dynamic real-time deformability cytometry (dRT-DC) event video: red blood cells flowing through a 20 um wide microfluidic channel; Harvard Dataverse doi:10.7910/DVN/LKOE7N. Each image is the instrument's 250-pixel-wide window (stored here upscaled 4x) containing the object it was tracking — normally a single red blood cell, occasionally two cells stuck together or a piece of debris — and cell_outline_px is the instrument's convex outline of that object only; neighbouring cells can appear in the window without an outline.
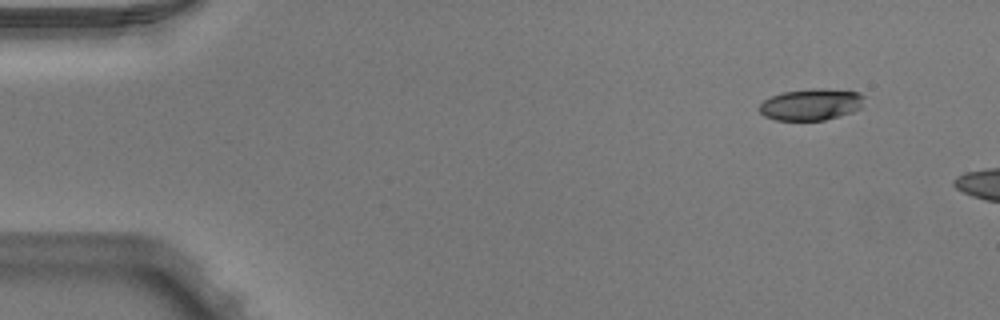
{"species": "Egyptian fruit bat (a non-hibernating species)", "species_latin": "Rousettus aegyptiacus", "temperature_condition": "warm", "stored_images_in_passage": 6, "camera_frame_rate_fps": 3000, "um_per_image_px": 0.085, "animal": {"sex": "male"}, "frame": {"image": 1, "passage_image": 1, "time_ms": 0.0, "image_size_px": [1000, 320], "cell_outline_px": [[864, 96], [860, 108], [852, 112], [824, 120], [776, 120], [764, 116], [760, 112], [760, 104], [764, 100], [772, 96], [784, 92], [812, 88], [824, 88], [860, 92]], "centroid_in_image_um": [68.95, 8.87], "position_along_channel_um": 16.1, "area_um2": 19.19}}